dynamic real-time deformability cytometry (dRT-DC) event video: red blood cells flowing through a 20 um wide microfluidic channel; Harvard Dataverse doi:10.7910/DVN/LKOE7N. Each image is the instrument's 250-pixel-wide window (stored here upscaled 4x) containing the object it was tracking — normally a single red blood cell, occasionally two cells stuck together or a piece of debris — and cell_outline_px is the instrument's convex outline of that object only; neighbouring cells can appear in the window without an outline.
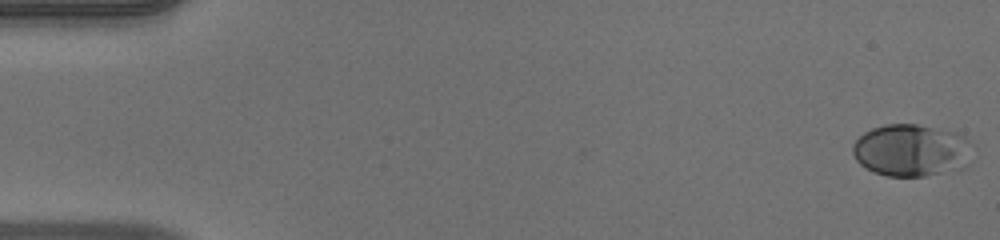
{"species": "human", "species_latin": "Homo sapiens", "temperature_condition": "warm", "stored_images_in_passage": 52, "camera_frame_rate_fps": 3000, "um_per_image_px": 0.085, "donor": {"sex": "male"}, "frame": {"image": 1, "passage_image": 1, "time_ms": 0.0, "image_size_px": [1000, 240], "cell_outline_px": [[976, 148], [968, 164], [964, 168], [924, 176], [888, 176], [872, 172], [860, 164], [856, 160], [852, 152], [852, 144], [864, 132], [872, 128], [888, 124], [916, 124], [956, 132], [964, 136]], "centroid_in_image_um": [77.51, 12.78], "position_along_channel_um": 7.5, "area_um2": 36.99}}
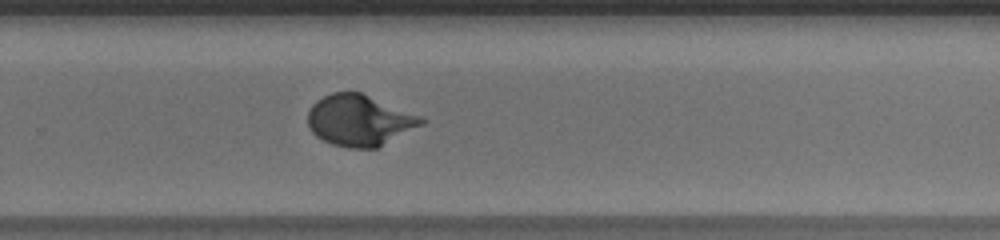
{"frame": {"image": 2, "passage_image": 35, "time_ms": 11.333, "image_size_px": [1000, 240], "cell_outline_px": [[428, 120], [424, 124], [376, 148], [348, 148], [332, 144], [316, 136], [308, 128], [308, 112], [312, 104], [316, 100], [332, 92], [360, 92], [420, 116]], "centroid_in_image_um": [30.53, 10.23], "position_along_channel_um": 299.3, "area_um2": 33.64}}
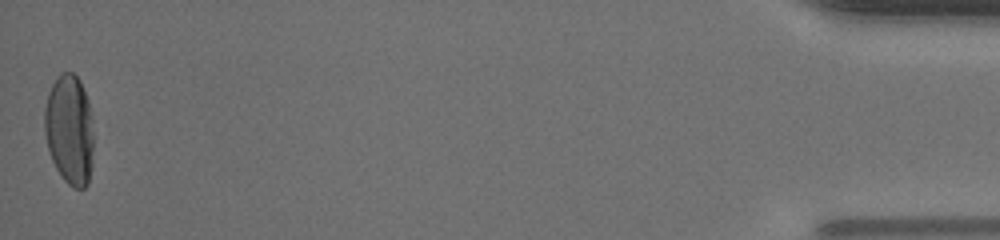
{"frame": {"image": 3, "passage_image": 52, "time_ms": 17.0, "image_size_px": [1000, 240], "cell_outline_px": [[92, 164], [88, 184], [84, 188], [72, 188], [64, 180], [56, 168], [52, 160], [48, 148], [44, 132], [44, 108], [48, 92], [56, 76], [60, 72], [72, 72], [80, 80], [88, 100], [92, 120]], "centroid_in_image_um": [5.89, 11.01], "position_along_channel_um": 429.3, "area_um2": 31.73}, "authors_computed_cell_mechanics": {"area_um2": 32.3102, "velocity_mm_per_s": 3.9389, "shape_relaxation_time_tau1_ms": 4.2214, "shape_relaxation_time_tau2_ms": null, "deformation_change_tau1": 0.2077, "deformation_change_tau2": null}}